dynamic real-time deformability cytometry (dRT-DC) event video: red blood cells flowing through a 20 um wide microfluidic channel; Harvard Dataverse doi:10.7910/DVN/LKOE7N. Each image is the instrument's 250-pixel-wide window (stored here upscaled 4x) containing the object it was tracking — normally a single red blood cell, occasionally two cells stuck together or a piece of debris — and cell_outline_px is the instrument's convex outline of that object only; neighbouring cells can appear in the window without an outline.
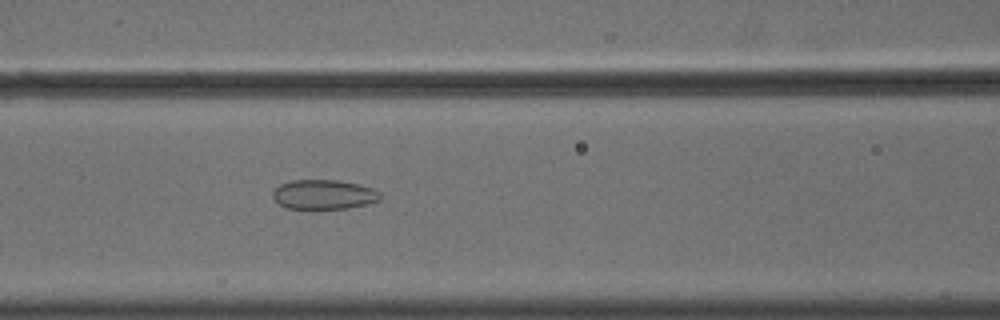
{"species": "common noctule bat (a hibernating species)", "species_latin": "Nyctalus noctula", "temperature_condition": "cold", "stored_images_in_passage": 56, "camera_frame_rate_fps": 3000, "um_per_image_px": 0.085, "animal": {"sex": "male", "body_mass_g": 18.8}, "frame": {"image": 1, "passage_image": 25, "time_ms": 8.0, "image_size_px": [1000, 320], "cell_outline_px": [[380, 200], [368, 204], [348, 208], [288, 208], [280, 204], [272, 196], [272, 192], [280, 184], [292, 180], [336, 180], [376, 188], [380, 192]], "centroid_in_image_um": [27.55, 16.52], "position_along_channel_um": 139.0, "area_um2": 18.38}}
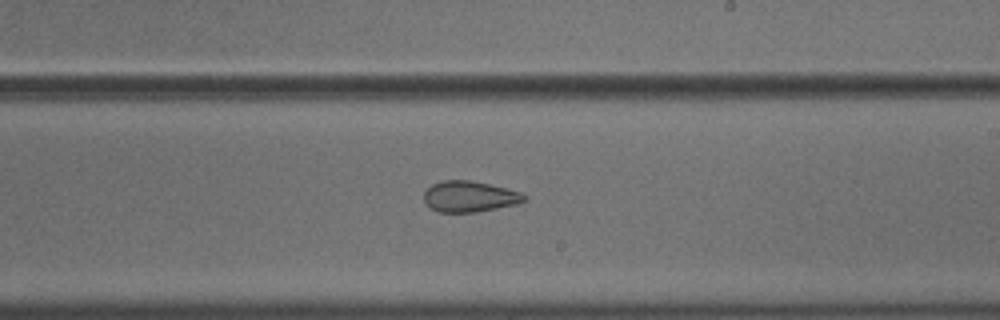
{"frame": {"image": 2, "passage_image": 34, "time_ms": 11.0, "image_size_px": [1000, 320], "cell_outline_px": [[524, 200], [516, 204], [476, 212], [440, 212], [432, 208], [424, 200], [424, 192], [432, 184], [444, 180], [468, 180], [488, 184], [520, 192], [524, 196]], "centroid_in_image_um": [39.87, 16.7], "position_along_channel_um": 249.1, "area_um2": 17.63}}
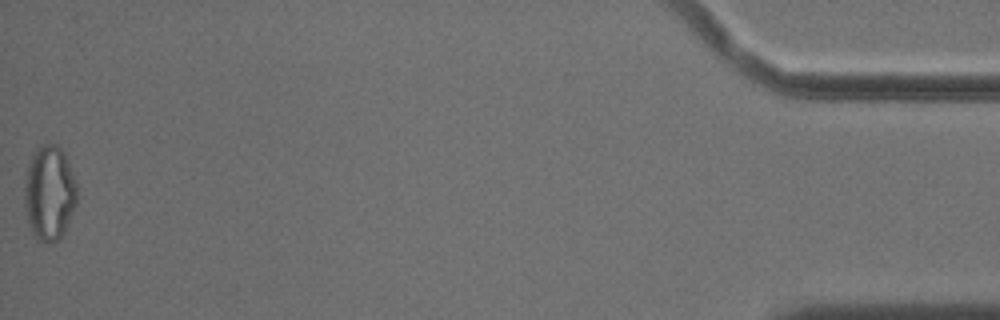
{"frame": {"image": 3, "passage_image": 56, "time_ms": 18.333, "image_size_px": [1000, 320], "cell_outline_px": [[76, 204], [64, 232], [56, 240], [48, 244], [44, 244], [32, 232], [28, 224], [24, 204], [24, 176], [28, 164], [36, 148], [44, 144], [56, 144], [64, 152], [76, 184]], "centroid_in_image_um": [4.16, 16.4], "position_along_channel_um": 431.0, "area_um2": 29.02}, "authors_computed_cell_mechanics": {"area_um2": 24.4494, "velocity_mm_per_s": 3.668, "shape_relaxation_time_tau1_ms": null, "shape_relaxation_time_tau2_ms": 2.4121, "deformation_change_tau1": null, "deformation_change_tau2": 0.0891}}